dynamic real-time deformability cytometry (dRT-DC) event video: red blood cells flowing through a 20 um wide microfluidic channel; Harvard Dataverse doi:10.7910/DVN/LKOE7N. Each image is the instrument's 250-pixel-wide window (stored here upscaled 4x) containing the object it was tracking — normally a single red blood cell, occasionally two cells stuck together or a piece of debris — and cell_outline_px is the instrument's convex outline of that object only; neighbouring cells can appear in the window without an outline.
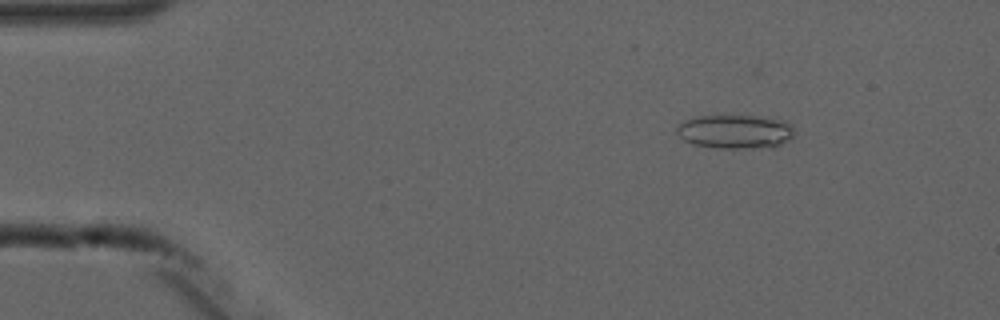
{"species": "common noctule bat (a hibernating species)", "species_latin": "Nyctalus noctula", "temperature_condition": "cold", "stored_images_in_passage": 5, "camera_frame_rate_fps": 3000, "um_per_image_px": 0.085, "animal": {"sex": "male", "forearm_length_mm": 52.5}, "frame": {"image": 1, "passage_image": 2, "time_ms": 1.0, "image_size_px": [1000, 320], "cell_outline_px": [[796, 132], [792, 140], [776, 148], [716, 148], [692, 144], [684, 140], [676, 132], [676, 124], [684, 120], [696, 116], [756, 116], [776, 120], [792, 124]], "centroid_in_image_um": [62.52, 11.21], "position_along_channel_um": 22.5, "area_um2": 23.7}}